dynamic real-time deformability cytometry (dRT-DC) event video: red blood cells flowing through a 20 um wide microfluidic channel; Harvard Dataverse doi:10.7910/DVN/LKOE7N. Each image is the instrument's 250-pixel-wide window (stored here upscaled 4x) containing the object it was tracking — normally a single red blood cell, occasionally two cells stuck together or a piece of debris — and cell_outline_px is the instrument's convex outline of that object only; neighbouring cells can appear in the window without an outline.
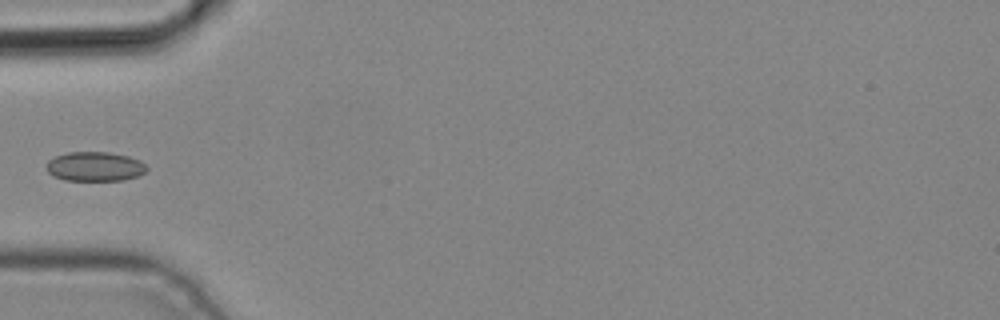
{"species": "common noctule bat (a hibernating species)", "species_latin": "Nyctalus noctula", "temperature_condition": "cold", "stored_images_in_passage": 4, "camera_frame_rate_fps": 3000, "um_per_image_px": 0.085, "animal": {"sex": "male", "body_mass_g": 19.2, "forearm_length_mm": 51.8}, "frame": {"image": 1, "passage_image": 4, "time_ms": 1.0, "image_size_px": [1000, 320], "cell_outline_px": [[148, 168], [144, 172], [136, 176], [124, 180], [64, 180], [52, 176], [48, 172], [48, 160], [56, 156], [68, 152], [108, 152], [128, 156], [140, 160]], "centroid_in_image_um": [8.06, 14.15], "position_along_channel_um": 76.9, "area_um2": 17.05}}